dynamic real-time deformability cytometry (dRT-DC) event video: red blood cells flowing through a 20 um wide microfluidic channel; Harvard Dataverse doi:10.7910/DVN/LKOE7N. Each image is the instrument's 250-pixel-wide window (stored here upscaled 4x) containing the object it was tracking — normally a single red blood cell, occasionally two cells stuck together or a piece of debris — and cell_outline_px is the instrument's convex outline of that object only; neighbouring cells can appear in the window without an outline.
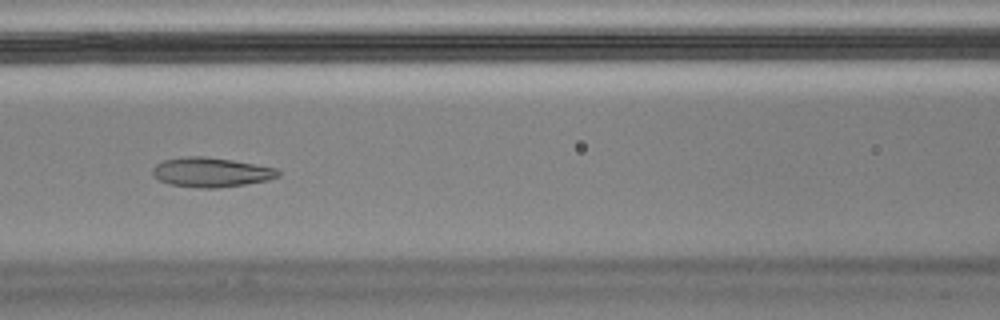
{"species": "Egyptian fruit bat (a non-hibernating species)", "species_latin": "Rousettus aegyptiacus", "temperature_condition": "cold", "stored_images_in_passage": 16, "camera_frame_rate_fps": 3000, "um_per_image_px": 0.085, "animal": {"sex": "male"}, "frame": {"image": 1, "passage_image": 10, "time_ms": 3.0, "image_size_px": [1000, 320], "cell_outline_px": [[280, 176], [268, 180], [244, 184], [216, 188], [196, 188], [168, 184], [152, 176], [152, 168], [156, 164], [164, 160], [188, 156], [204, 156], [232, 160], [276, 168], [280, 172]], "centroid_in_image_um": [17.91, 14.65], "position_along_channel_um": 148.7, "area_um2": 21.62}}